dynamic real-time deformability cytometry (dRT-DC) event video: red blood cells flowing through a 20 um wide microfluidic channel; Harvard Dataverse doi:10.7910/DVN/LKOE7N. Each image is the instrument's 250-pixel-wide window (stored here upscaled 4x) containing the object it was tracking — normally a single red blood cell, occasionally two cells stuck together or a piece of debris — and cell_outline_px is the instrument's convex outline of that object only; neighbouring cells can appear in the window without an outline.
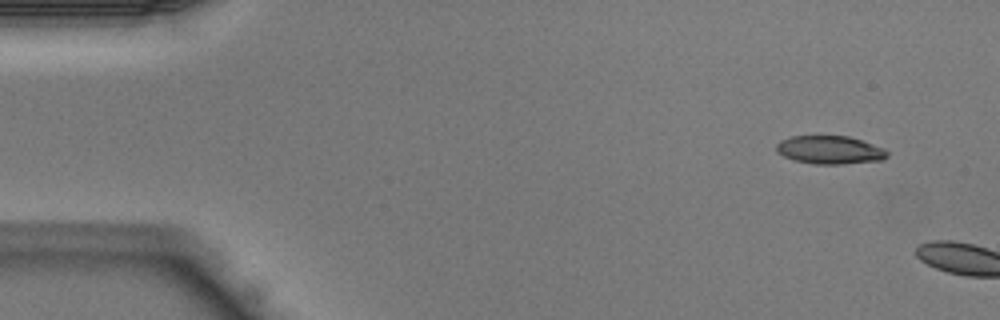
{"species": "Egyptian fruit bat (a non-hibernating species)", "species_latin": "Rousettus aegyptiacus", "temperature_condition": "warm", "stored_images_in_passage": 5, "camera_frame_rate_fps": 3000, "um_per_image_px": 0.085, "animal": {"sex": "male"}, "frame": {"image": 1, "passage_image": 3, "time_ms": 0.667, "image_size_px": [1000, 320], "cell_outline_px": [[888, 156], [884, 160], [844, 164], [816, 164], [792, 160], [776, 152], [776, 144], [780, 140], [792, 136], [848, 136], [884, 148], [888, 152]], "centroid_in_image_um": [70.53, 12.75], "position_along_channel_um": 14.5, "area_um2": 18.32}}